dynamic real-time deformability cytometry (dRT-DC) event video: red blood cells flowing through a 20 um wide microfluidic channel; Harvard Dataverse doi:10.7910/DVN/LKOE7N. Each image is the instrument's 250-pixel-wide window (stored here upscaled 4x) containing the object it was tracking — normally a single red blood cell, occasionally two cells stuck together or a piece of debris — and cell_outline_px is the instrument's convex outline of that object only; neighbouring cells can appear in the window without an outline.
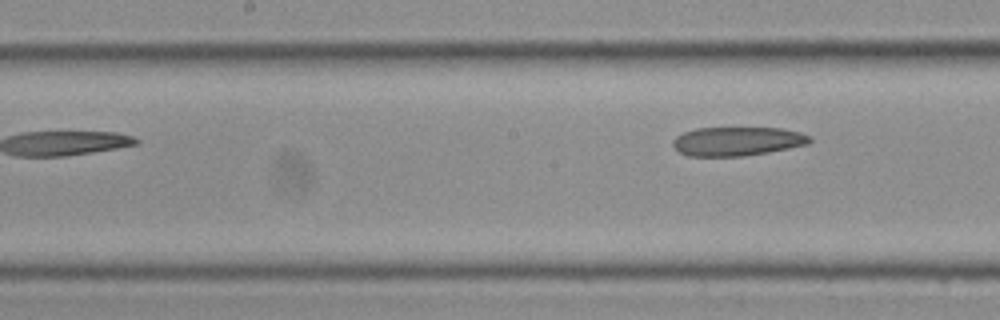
{"species": "Egyptian fruit bat (a non-hibernating species)", "species_latin": "Rousettus aegyptiacus", "temperature_condition": "cold", "stored_images_in_passage": 11, "segment_of_instrument_passage": [2, 2], "camera_frame_rate_fps": 3000, "um_per_image_px": 0.085, "frame": {"image": 1, "passage_image": 11, "time_ms": 3.333, "image_size_px": [1000, 320], "cell_outline_px": [[808, 140], [800, 144], [784, 148], [764, 152], [736, 156], [696, 156], [680, 152], [676, 148], [676, 140], [680, 136], [688, 132], [704, 128], [772, 128], [796, 132], [808, 136]], "centroid_in_image_um": [62.61, 12.01], "position_along_channel_um": 185.6, "area_um2": 21.33}}